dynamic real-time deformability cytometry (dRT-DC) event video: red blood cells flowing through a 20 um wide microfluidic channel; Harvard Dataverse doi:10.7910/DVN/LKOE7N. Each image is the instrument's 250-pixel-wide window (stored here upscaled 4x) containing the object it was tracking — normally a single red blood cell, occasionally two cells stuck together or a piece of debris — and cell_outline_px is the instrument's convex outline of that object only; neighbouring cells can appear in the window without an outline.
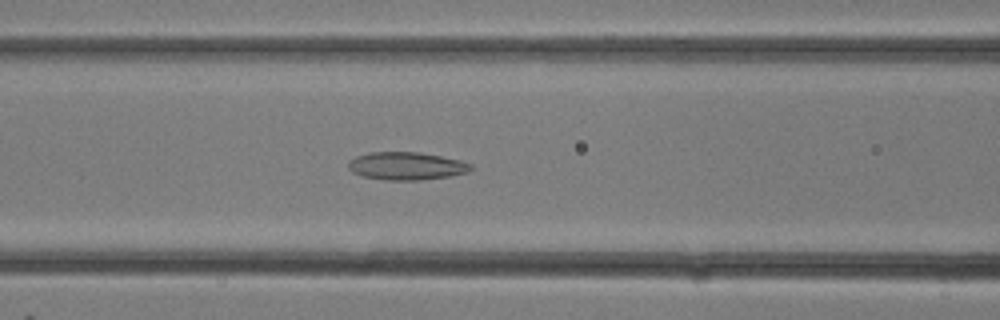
{"species": "common noctule bat (a hibernating species)", "species_latin": "Nyctalus noctula", "temperature_condition": "room temperature", "stored_images_in_passage": 13, "camera_frame_rate_fps": 3000, "um_per_image_px": 0.085, "animal": {"sex": "female"}, "frame": {"image": 1, "passage_image": 11, "time_ms": 3.333, "image_size_px": [1000, 320], "cell_outline_px": [[472, 168], [468, 172], [448, 176], [416, 180], [384, 180], [360, 176], [352, 172], [348, 168], [348, 160], [356, 156], [368, 152], [420, 152], [460, 160], [472, 164]], "centroid_in_image_um": [34.49, 14.1], "position_along_channel_um": 132.1, "area_um2": 19.94}}
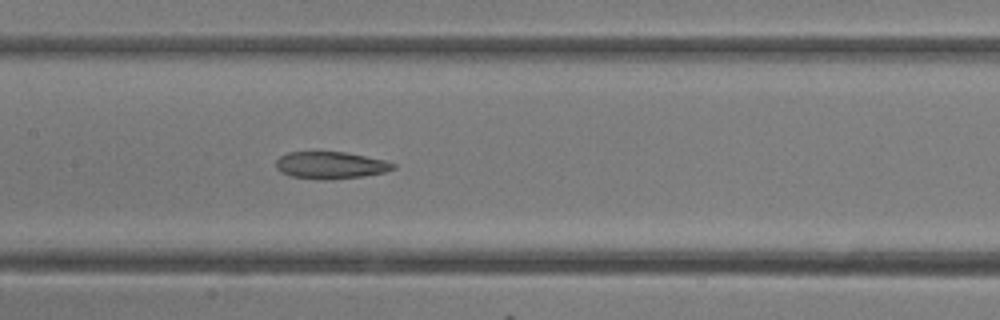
{"frame": {"image": 2, "passage_image": 13, "time_ms": 4.0, "image_size_px": [1000, 320], "cell_outline_px": [[396, 168], [384, 172], [364, 176], [332, 180], [320, 180], [292, 176], [280, 172], [276, 168], [276, 160], [280, 156], [288, 152], [344, 152], [384, 160], [396, 164]], "centroid_in_image_um": [28.09, 14.05], "position_along_channel_um": 179.3, "area_um2": 18.55}}